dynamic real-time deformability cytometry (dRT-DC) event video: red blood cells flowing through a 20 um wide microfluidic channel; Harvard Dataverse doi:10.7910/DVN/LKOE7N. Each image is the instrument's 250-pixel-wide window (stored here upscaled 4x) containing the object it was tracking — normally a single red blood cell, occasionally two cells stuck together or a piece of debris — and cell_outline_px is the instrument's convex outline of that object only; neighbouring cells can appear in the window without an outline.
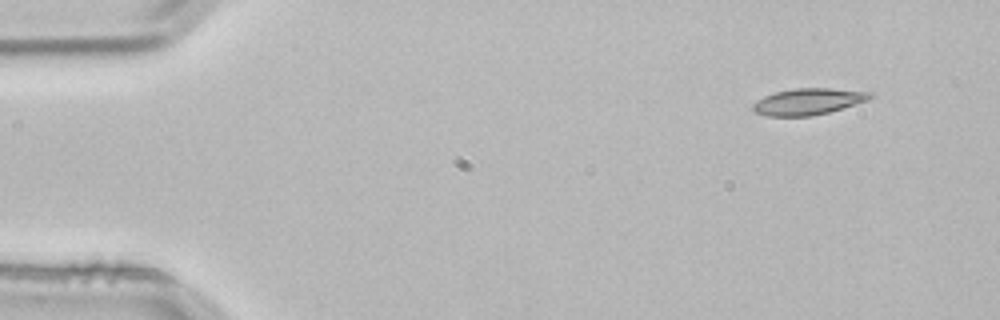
{"species": "common noctule bat (a hibernating species)", "species_latin": "Nyctalus noctula", "temperature_condition": "room temperature", "stored_images_in_passage": 2, "camera_frame_rate_fps": 3000, "um_per_image_px": 0.085, "animal": {"sex": "male", "body_mass_g": 21.5, "forearm_length_mm": 52.0}, "frame": {"image": 1, "passage_image": 1, "time_ms": 0.0, "image_size_px": [1000, 320], "cell_outline_px": [[876, 96], [868, 100], [828, 112], [812, 116], [768, 116], [756, 112], [752, 108], [752, 104], [756, 100], [764, 96], [776, 92], [792, 88], [832, 88], [872, 92]], "centroid_in_image_um": [68.71, 8.62], "position_along_channel_um": 16.3, "area_um2": 18.09}}